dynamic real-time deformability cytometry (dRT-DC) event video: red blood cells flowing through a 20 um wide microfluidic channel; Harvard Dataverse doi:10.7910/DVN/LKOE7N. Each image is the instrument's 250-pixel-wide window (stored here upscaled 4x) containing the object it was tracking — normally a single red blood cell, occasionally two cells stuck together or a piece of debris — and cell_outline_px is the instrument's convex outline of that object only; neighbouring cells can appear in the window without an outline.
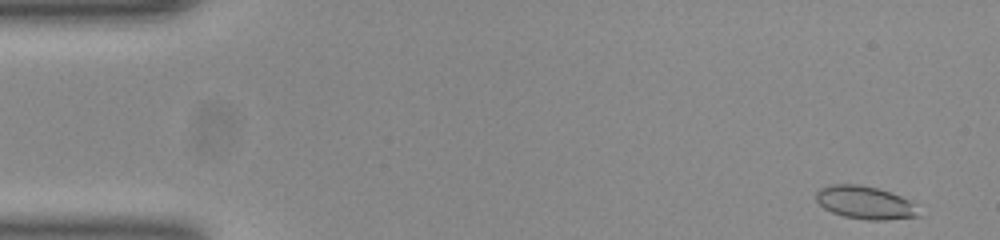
{"species": "common noctule bat (a hibernating species)", "species_latin": "Nyctalus noctula", "temperature_condition": "room temperature", "stored_images_in_passage": 13, "camera_frame_rate_fps": 3000, "um_per_image_px": 0.085, "animal": {"sex": "female", "body_mass_g": 23.0, "forearm_length_mm": 53.4}, "frame": {"image": 1, "passage_image": 1, "time_ms": 0.0, "image_size_px": [1000, 240], "cell_outline_px": [[920, 216], [884, 220], [868, 220], [844, 216], [832, 212], [824, 208], [816, 200], [816, 192], [820, 188], [828, 184], [860, 184], [876, 188], [900, 196], [916, 204]], "centroid_in_image_um": [73.51, 17.21], "position_along_channel_um": 11.5, "area_um2": 19.65}}
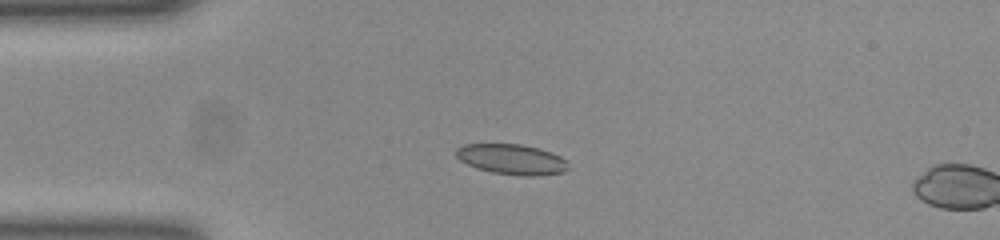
{"frame": {"image": 2, "passage_image": 11, "time_ms": 3.333, "image_size_px": [1000, 240], "cell_outline_px": [[568, 168], [564, 172], [536, 176], [524, 176], [492, 172], [476, 168], [460, 160], [456, 156], [456, 148], [464, 144], [520, 144], [552, 152], [568, 160]], "centroid_in_image_um": [43.52, 13.54], "position_along_channel_um": 41.5, "area_um2": 19.83}}